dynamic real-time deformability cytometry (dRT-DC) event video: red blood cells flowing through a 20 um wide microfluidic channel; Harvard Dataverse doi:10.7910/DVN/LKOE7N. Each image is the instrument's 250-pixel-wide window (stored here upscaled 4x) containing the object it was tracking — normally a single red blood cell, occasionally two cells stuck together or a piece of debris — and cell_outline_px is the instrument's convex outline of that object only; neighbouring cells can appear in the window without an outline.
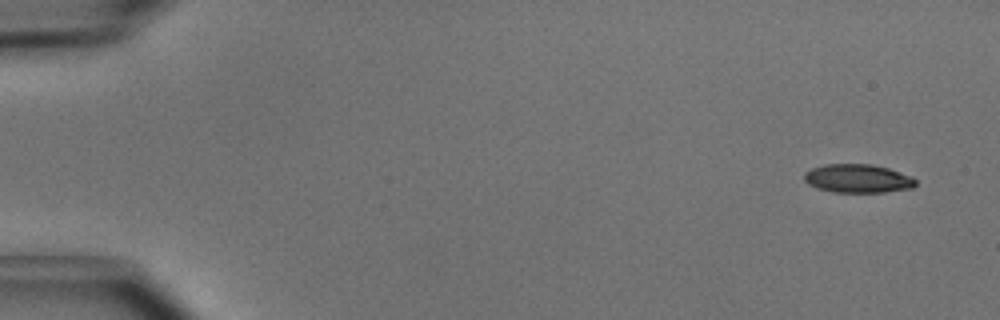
{"species": "common noctule bat (a hibernating species)", "species_latin": "Nyctalus noctula", "temperature_condition": "cold", "stored_images_in_passage": 6, "camera_frame_rate_fps": 3000, "um_per_image_px": 0.085, "animal": {"sex": "male", "body_mass_g": 15.6}, "frame": {"image": 1, "passage_image": 1, "time_ms": 0.0, "image_size_px": [1000, 320], "cell_outline_px": [[916, 184], [912, 188], [884, 192], [832, 192], [816, 188], [808, 184], [804, 180], [804, 172], [812, 168], [824, 164], [872, 164], [888, 168], [912, 176], [916, 180]], "centroid_in_image_um": [72.9, 15.17], "position_along_channel_um": 12.1, "area_um2": 18.67}}
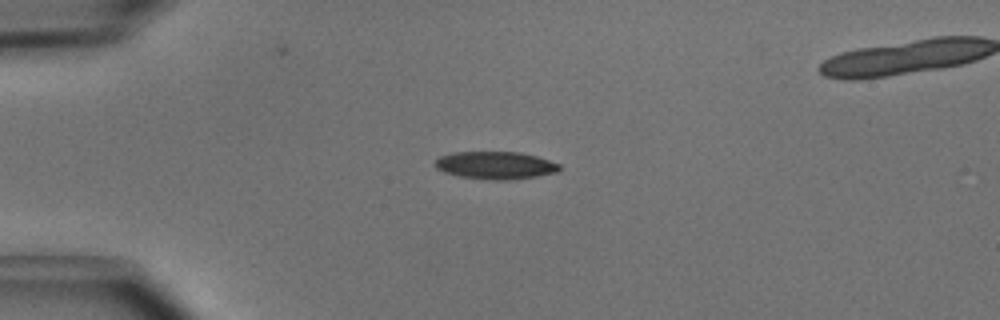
{"frame": {"image": 2, "passage_image": 4, "time_ms": 1.0, "image_size_px": [1000, 320], "cell_outline_px": [[560, 168], [556, 172], [536, 176], [512, 180], [488, 180], [460, 176], [444, 172], [436, 168], [432, 164], [440, 156], [452, 152], [520, 152], [536, 156], [560, 164]], "centroid_in_image_um": [42.08, 14.05], "position_along_channel_um": 42.9, "area_um2": 20.06}}